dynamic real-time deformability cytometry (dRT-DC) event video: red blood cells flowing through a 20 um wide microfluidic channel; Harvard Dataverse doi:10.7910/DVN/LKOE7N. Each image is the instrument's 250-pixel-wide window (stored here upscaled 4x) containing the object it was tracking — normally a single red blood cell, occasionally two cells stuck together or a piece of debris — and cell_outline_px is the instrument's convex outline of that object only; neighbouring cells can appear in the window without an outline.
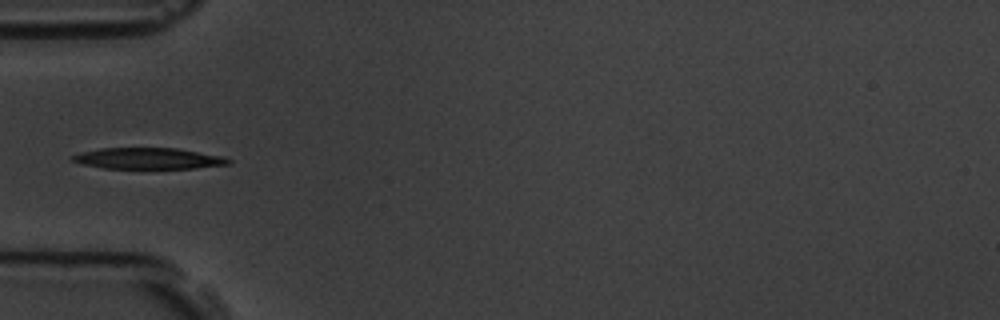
{"species": "common noctule bat (a hibernating species)", "species_latin": "Nyctalus noctula", "temperature_condition": "room temperature", "stored_images_in_passage": 4, "camera_frame_rate_fps": 3000, "um_per_image_px": 0.085, "animal": {"sex": "male", "body_mass_g": 19.5, "forearm_length_mm": 54.6}, "frame": {"image": 1, "passage_image": 4, "time_ms": 4.333, "image_size_px": [1000, 320], "cell_outline_px": [[232, 160], [228, 164], [196, 168], [104, 168], [84, 164], [72, 160], [68, 156], [80, 152], [100, 148], [176, 148], [224, 156]], "centroid_in_image_um": [12.6, 13.46], "position_along_channel_um": 72.4, "area_um2": 19.19}}